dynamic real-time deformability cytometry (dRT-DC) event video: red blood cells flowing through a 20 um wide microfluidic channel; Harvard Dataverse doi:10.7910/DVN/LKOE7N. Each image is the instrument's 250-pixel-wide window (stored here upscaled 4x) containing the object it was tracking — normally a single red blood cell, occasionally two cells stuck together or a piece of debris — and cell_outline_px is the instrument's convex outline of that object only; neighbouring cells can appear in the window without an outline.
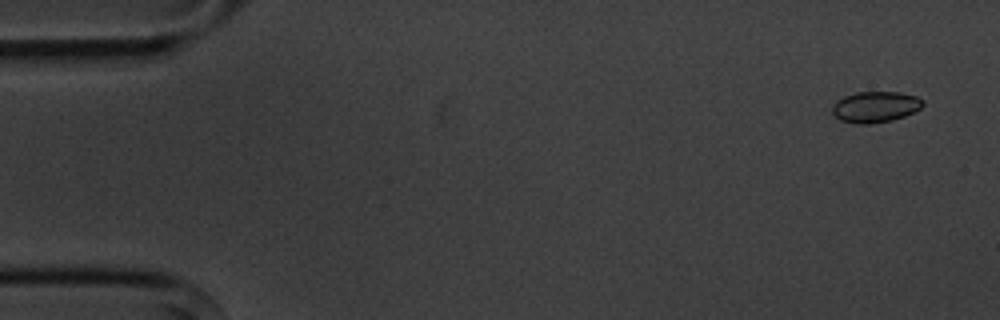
{"species": "common noctule bat (a hibernating species)", "species_latin": "Nyctalus noctula", "temperature_condition": "cold", "stored_images_in_passage": 5, "camera_frame_rate_fps": 3000, "um_per_image_px": 0.085, "animal": {"sex": "male", "body_mass_g": 20.1, "forearm_length_mm": 53.5}, "frame": {"image": 1, "passage_image": 1, "time_ms": 0.0, "image_size_px": [1000, 320], "cell_outline_px": [[924, 104], [920, 108], [904, 116], [892, 120], [872, 124], [856, 124], [840, 120], [832, 112], [832, 104], [836, 100], [844, 96], [856, 92], [900, 92], [916, 96], [924, 100]], "centroid_in_image_um": [74.38, 9.08], "position_along_channel_um": 10.6, "area_um2": 16.47}}
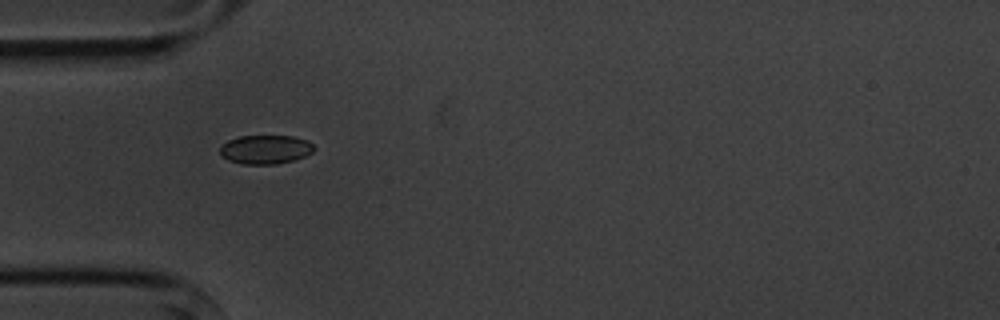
{"frame": {"image": 2, "passage_image": 5, "time_ms": 4.667, "image_size_px": [1000, 320], "cell_outline_px": [[316, 148], [312, 152], [304, 156], [292, 160], [276, 164], [240, 164], [228, 160], [220, 152], [220, 148], [228, 140], [240, 136], [292, 136], [308, 140]], "centroid_in_image_um": [22.58, 12.7], "position_along_channel_um": 62.4, "area_um2": 15.72}}